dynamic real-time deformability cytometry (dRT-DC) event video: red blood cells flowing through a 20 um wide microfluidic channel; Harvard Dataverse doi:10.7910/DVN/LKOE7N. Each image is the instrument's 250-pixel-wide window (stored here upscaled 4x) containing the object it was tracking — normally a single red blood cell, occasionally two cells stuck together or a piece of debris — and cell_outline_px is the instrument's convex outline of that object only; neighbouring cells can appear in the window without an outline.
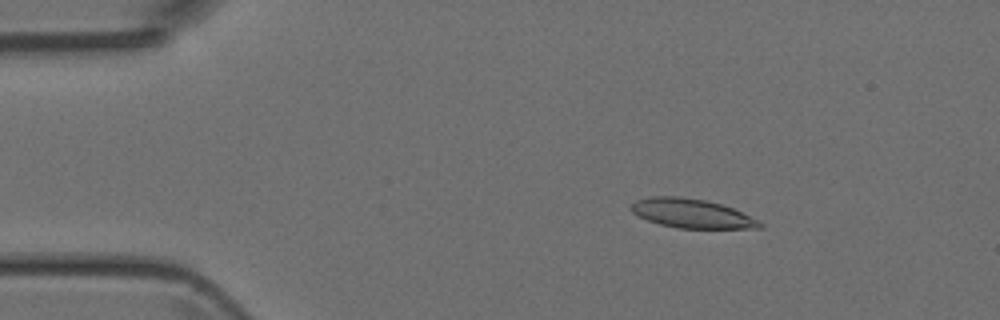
{"species": "Egyptian fruit bat (a non-hibernating species)", "species_latin": "Rousettus aegyptiacus", "temperature_condition": "room temperature", "stored_images_in_passage": 4, "camera_frame_rate_fps": 3000, "um_per_image_px": 0.085, "animal": {"sex": "female"}, "frame": {"image": 1, "passage_image": 2, "time_ms": 1.333, "image_size_px": [1000, 320], "cell_outline_px": [[764, 228], [676, 228], [660, 224], [648, 220], [632, 212], [628, 208], [636, 200], [652, 196], [680, 196], [704, 200], [720, 204], [732, 208], [764, 224]], "centroid_in_image_um": [58.75, 18.14], "position_along_channel_um": 26.2, "area_um2": 21.56}}